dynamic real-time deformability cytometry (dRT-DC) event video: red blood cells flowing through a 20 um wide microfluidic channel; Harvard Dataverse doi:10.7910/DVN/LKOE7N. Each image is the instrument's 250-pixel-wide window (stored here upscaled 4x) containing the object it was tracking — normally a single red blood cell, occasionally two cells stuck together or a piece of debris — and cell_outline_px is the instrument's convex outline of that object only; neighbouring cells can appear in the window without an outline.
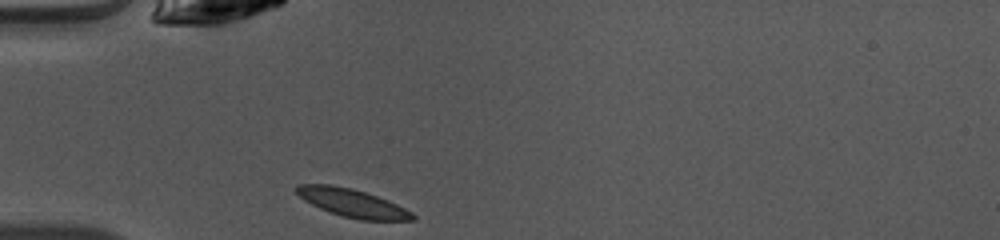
{"species": "common noctule bat (a hibernating species)", "species_latin": "Nyctalus noctula", "temperature_condition": "warm", "stored_images_in_passage": 36, "camera_frame_rate_fps": 3000, "um_per_image_px": 0.085, "animal": {"sex": "female", "body_mass_g": 10.0, "forearm_length_mm": 53.1}, "frame": {"image": 1, "passage_image": 1, "time_ms": 0.0, "image_size_px": [1000, 240], "cell_outline_px": [[416, 220], [360, 220], [344, 216], [320, 208], [304, 200], [292, 188], [296, 184], [332, 184], [352, 188], [388, 200], [412, 212], [416, 216]], "centroid_in_image_um": [29.93, 17.24], "position_along_channel_um": 55.1, "area_um2": 18.9}}
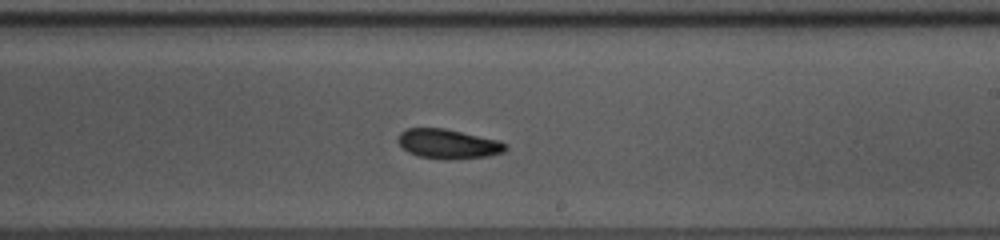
{"frame": {"image": 2, "passage_image": 16, "time_ms": 5.0, "image_size_px": [1000, 240], "cell_outline_px": [[508, 148], [504, 152], [488, 156], [448, 160], [420, 156], [408, 152], [396, 140], [400, 132], [408, 128], [444, 128], [500, 140], [508, 144]], "centroid_in_image_um": [38.13, 12.23], "position_along_channel_um": 250.9, "area_um2": 18.61}}
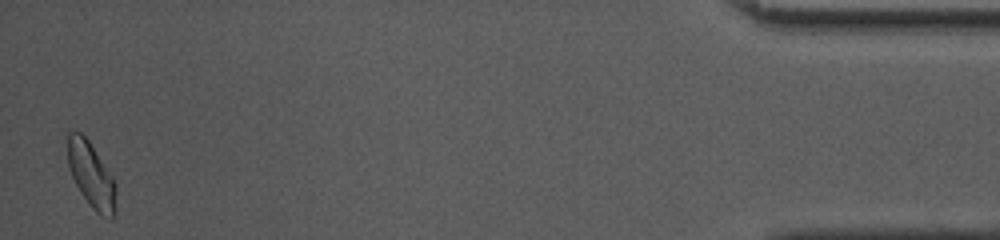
{"frame": {"image": 3, "passage_image": 35, "time_ms": 11.333, "image_size_px": [1000, 240], "cell_outline_px": [[116, 212], [112, 220], [100, 216], [88, 204], [80, 192], [68, 168], [68, 132], [80, 132], [88, 140], [112, 176], [116, 188]], "centroid_in_image_um": [7.78, 14.96], "position_along_channel_um": 427.4, "area_um2": 18.44}, "authors_computed_cell_mechanics": {"area_um2": 18.4382, "velocity_mm_per_s": 4.0628, "shape_relaxation_time_tau1_ms": 3.5164, "shape_relaxation_time_tau2_ms": 2.6145, "deformation_change_tau1": 0.0901, "deformation_change_tau2": 0.0671}}